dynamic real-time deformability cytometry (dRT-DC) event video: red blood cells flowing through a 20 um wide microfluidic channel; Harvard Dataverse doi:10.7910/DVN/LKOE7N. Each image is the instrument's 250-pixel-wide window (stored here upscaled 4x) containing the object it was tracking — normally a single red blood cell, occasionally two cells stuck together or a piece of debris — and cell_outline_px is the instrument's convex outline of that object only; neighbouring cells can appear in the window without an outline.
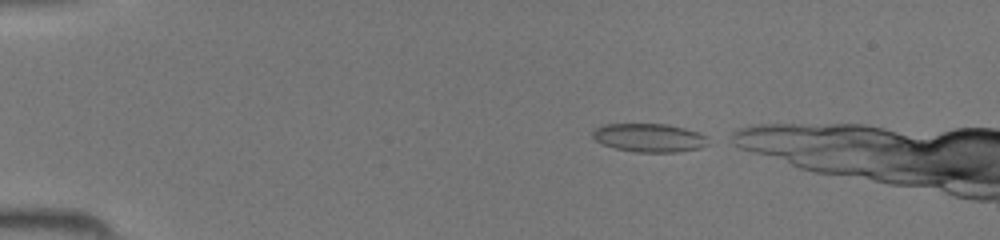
{"species": "common noctule bat (a hibernating species)", "species_latin": "Nyctalus noctula", "temperature_condition": "room temperature", "stored_images_in_passage": 8, "camera_frame_rate_fps": 3000, "um_per_image_px": 0.085, "animal": {"sex": "female", "body_mass_g": 19.5, "forearm_length_mm": 54.1}, "frame": {"image": 1, "passage_image": 1, "time_ms": 0.0, "image_size_px": [1000, 240], "cell_outline_px": [[708, 144], [700, 148], [676, 152], [636, 152], [616, 148], [604, 144], [596, 140], [592, 136], [592, 132], [596, 128], [604, 124], [668, 124], [684, 128], [708, 136]], "centroid_in_image_um": [55.2, 11.7], "position_along_channel_um": 29.8, "area_um2": 19.07}}